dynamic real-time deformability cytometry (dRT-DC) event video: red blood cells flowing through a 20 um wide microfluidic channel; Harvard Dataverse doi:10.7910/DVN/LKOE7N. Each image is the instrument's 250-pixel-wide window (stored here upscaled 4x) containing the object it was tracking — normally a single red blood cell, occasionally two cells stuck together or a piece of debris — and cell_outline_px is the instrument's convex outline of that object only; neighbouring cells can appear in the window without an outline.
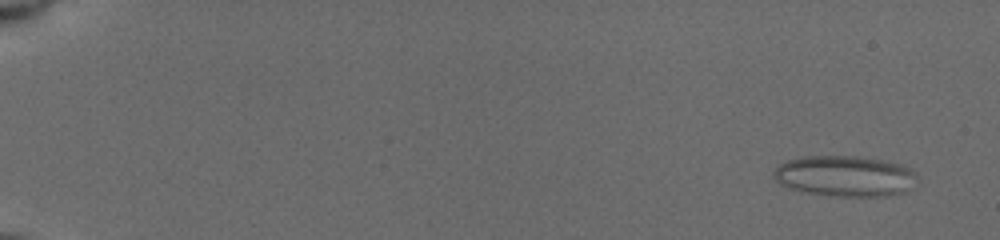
{"species": "common noctule bat (a hibernating species)", "species_latin": "Nyctalus noctula", "temperature_condition": "cold", "stored_images_in_passage": 14, "camera_frame_rate_fps": 3000, "um_per_image_px": 0.085, "animal": {"sex": "female", "body_mass_g": 19.5, "forearm_length_mm": 54.1}, "frame": {"image": 1, "passage_image": 3, "time_ms": 0.667, "image_size_px": [1000, 240], "cell_outline_px": [[916, 176], [904, 192], [888, 196], [840, 196], [808, 192], [788, 188], [780, 184], [772, 176], [772, 172], [780, 164], [788, 160], [804, 156], [856, 156], [880, 160], [900, 164], [908, 168]], "centroid_in_image_um": [71.74, 14.96], "position_along_channel_um": 13.3, "area_um2": 33.52}}